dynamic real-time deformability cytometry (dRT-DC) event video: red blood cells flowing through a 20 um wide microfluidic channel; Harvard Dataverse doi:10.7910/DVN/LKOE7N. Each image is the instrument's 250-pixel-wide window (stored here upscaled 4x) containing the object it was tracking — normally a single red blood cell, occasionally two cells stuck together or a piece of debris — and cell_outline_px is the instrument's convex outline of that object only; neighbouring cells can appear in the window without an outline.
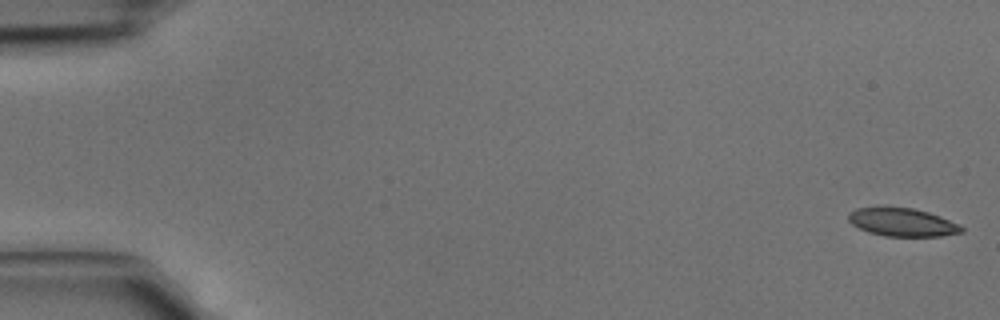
{"species": "common noctule bat (a hibernating species)", "species_latin": "Nyctalus noctula", "temperature_condition": "cold", "stored_images_in_passage": 4, "camera_frame_rate_fps": 3000, "um_per_image_px": 0.085, "animal": {"sex": "male", "body_mass_g": 15.6}, "frame": {"image": 1, "passage_image": 1, "time_ms": 0.0, "image_size_px": [1000, 320], "cell_outline_px": [[964, 232], [940, 236], [884, 236], [868, 232], [852, 224], [848, 220], [848, 212], [856, 208], [912, 208], [928, 212], [940, 216], [960, 224], [964, 228]], "centroid_in_image_um": [76.72, 18.9], "position_along_channel_um": 8.3, "area_um2": 18.44}}
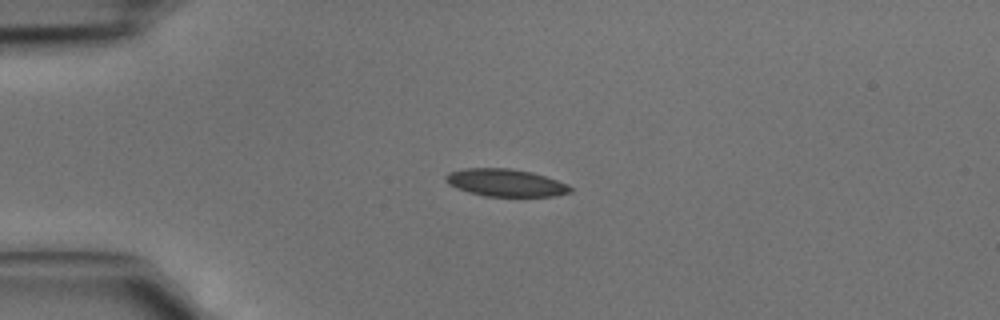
{"frame": {"image": 2, "passage_image": 3, "time_ms": 0.667, "image_size_px": [1000, 320], "cell_outline_px": [[572, 192], [556, 196], [484, 196], [468, 192], [456, 188], [448, 184], [444, 180], [444, 176], [448, 172], [464, 168], [508, 168], [532, 172], [568, 184], [572, 188]], "centroid_in_image_um": [42.94, 15.53], "position_along_channel_um": 42.1, "area_um2": 20.06}}